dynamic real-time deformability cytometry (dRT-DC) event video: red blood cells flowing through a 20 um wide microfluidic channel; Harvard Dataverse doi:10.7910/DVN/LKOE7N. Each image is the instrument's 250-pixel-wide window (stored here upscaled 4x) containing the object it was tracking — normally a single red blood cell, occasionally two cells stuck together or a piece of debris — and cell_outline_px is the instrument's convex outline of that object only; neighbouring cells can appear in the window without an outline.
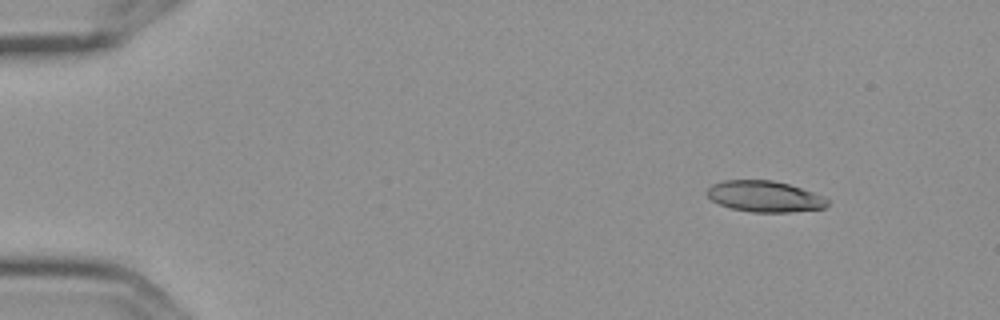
{"species": "Egyptian fruit bat (a non-hibernating species)", "species_latin": "Rousettus aegyptiacus", "temperature_condition": "cold", "stored_images_in_passage": 4, "camera_frame_rate_fps": 3000, "um_per_image_px": 0.085, "frame": {"image": 1, "passage_image": 1, "time_ms": 0.0, "image_size_px": [1000, 320], "cell_outline_px": [[828, 204], [824, 208], [788, 212], [752, 212], [732, 208], [720, 204], [712, 200], [708, 196], [708, 188], [712, 184], [724, 180], [772, 180], [788, 184], [824, 196], [828, 200]], "centroid_in_image_um": [65.0, 16.69], "position_along_channel_um": 20.0, "area_um2": 21.56}}
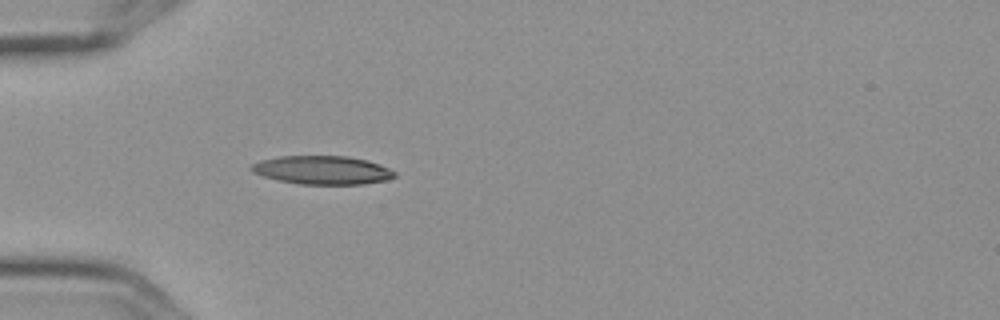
{"frame": {"image": 2, "passage_image": 4, "time_ms": 1.0, "image_size_px": [1000, 320], "cell_outline_px": [[396, 176], [388, 180], [364, 184], [300, 184], [280, 180], [264, 176], [252, 172], [248, 168], [252, 164], [260, 160], [280, 156], [348, 156], [364, 160], [388, 168], [396, 172]], "centroid_in_image_um": [27.38, 14.46], "position_along_channel_um": 57.6, "area_um2": 23.64}}